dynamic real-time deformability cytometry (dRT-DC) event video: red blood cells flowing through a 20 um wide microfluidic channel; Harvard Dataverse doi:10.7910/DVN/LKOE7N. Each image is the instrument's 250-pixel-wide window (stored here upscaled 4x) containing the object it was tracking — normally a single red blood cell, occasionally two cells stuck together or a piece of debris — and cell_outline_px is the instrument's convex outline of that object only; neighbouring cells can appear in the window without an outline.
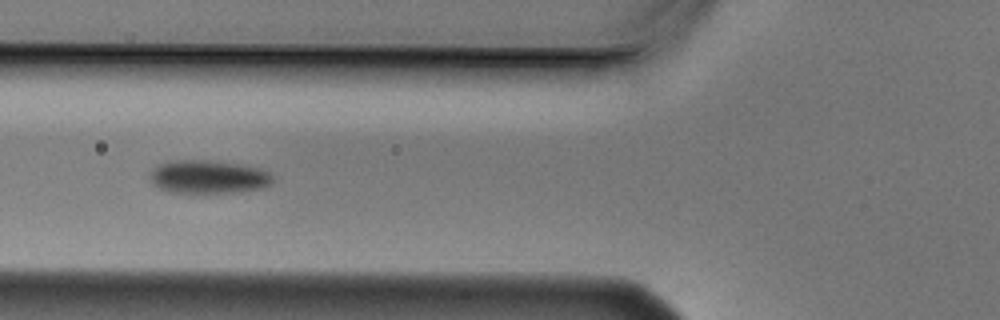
{"species": "Egyptian fruit bat (a non-hibernating species)", "species_latin": "Rousettus aegyptiacus", "temperature_condition": "cold", "stored_images_in_passage": 8, "camera_frame_rate_fps": 3000, "um_per_image_px": 0.085, "animal": {"sex": "male"}, "frame": {"image": 1, "passage_image": 5, "time_ms": 1.333, "image_size_px": [1000, 320], "cell_outline_px": [[276, 176], [272, 184], [260, 188], [232, 192], [172, 192], [160, 188], [152, 180], [152, 172], [160, 164], [172, 160], [208, 160], [240, 164], [260, 168]], "centroid_in_image_um": [17.8, 15.02], "position_along_channel_um": 108.0, "area_um2": 23.41}}
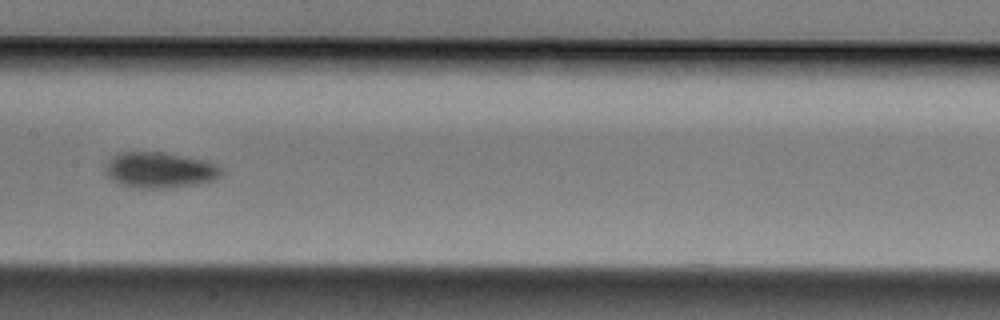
{"frame": {"image": 2, "passage_image": 7, "time_ms": 2.0, "image_size_px": [1000, 320], "cell_outline_px": [[224, 172], [216, 180], [196, 184], [160, 188], [132, 188], [120, 184], [112, 180], [104, 172], [104, 164], [112, 156], [120, 152], [164, 152], [208, 160], [224, 168]], "centroid_in_image_um": [13.59, 14.44], "position_along_channel_um": 193.8, "area_um2": 24.68}}
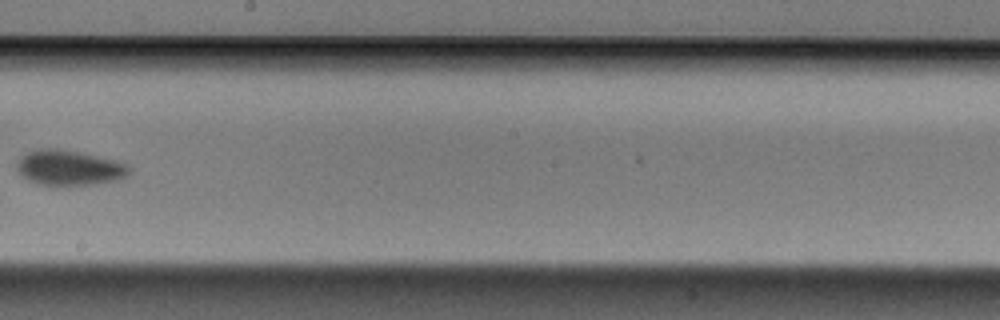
{"frame": {"image": 3, "passage_image": 8, "time_ms": 2.333, "image_size_px": [1000, 320], "cell_outline_px": [[132, 168], [128, 176], [120, 180], [92, 184], [40, 184], [28, 180], [16, 172], [16, 160], [20, 156], [28, 152], [40, 148], [60, 148], [80, 152], [116, 160], [128, 164]], "centroid_in_image_um": [5.89, 14.24], "position_along_channel_um": 242.3, "area_um2": 23.29}}